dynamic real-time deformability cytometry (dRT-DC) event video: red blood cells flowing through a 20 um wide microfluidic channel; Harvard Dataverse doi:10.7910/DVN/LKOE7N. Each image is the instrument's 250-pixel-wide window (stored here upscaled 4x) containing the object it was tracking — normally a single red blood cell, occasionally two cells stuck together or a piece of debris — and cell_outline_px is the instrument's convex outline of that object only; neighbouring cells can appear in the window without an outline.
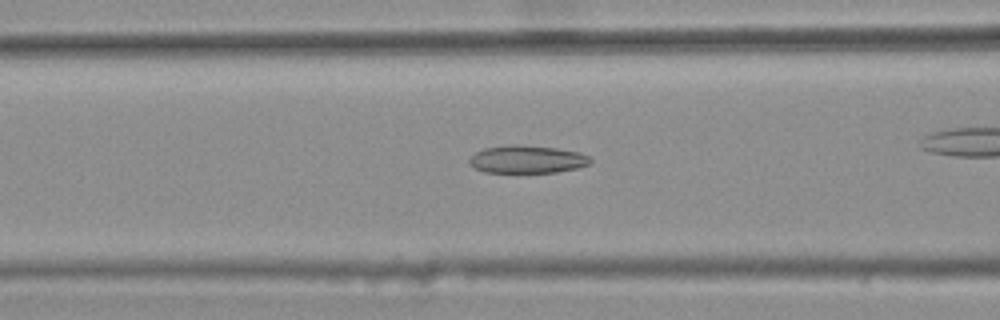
{"species": "common noctule bat (a hibernating species)", "species_latin": "Nyctalus noctula", "temperature_condition": "warm", "stored_images_in_passage": 34, "camera_frame_rate_fps": 3000, "um_per_image_px": 0.085, "animal": {"sex": "female", "body_mass_g": 25.1}, "frame": {"image": 1, "passage_image": 10, "time_ms": 3.0, "image_size_px": [1000, 320], "cell_outline_px": [[592, 160], [588, 164], [580, 168], [556, 172], [484, 172], [468, 164], [468, 160], [476, 152], [484, 148], [512, 144], [516, 144], [556, 148], [580, 152], [588, 156]], "centroid_in_image_um": [44.81, 13.54], "position_along_channel_um": 121.8, "area_um2": 19.59}}
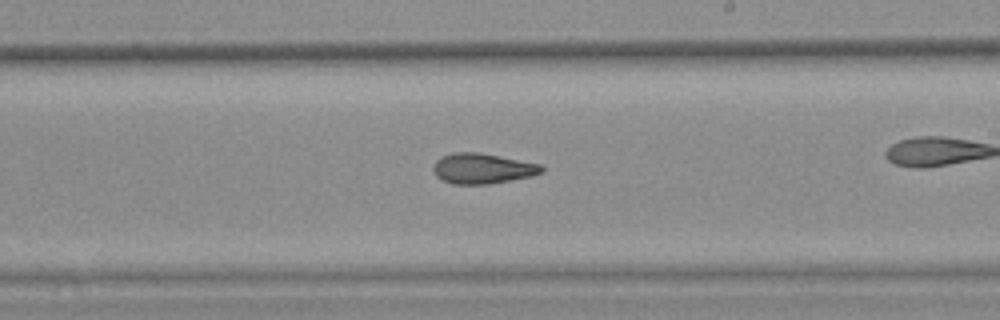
{"frame": {"image": 2, "passage_image": 20, "time_ms": 6.333, "image_size_px": [1000, 320], "cell_outline_px": [[544, 172], [532, 176], [488, 184], [452, 184], [440, 180], [436, 176], [432, 168], [436, 160], [440, 156], [452, 152], [480, 152], [540, 164], [544, 168]], "centroid_in_image_um": [40.97, 14.32], "position_along_channel_um": 248.0, "area_um2": 19.36}, "authors_computed_cell_mechanics": {"area_um2": 19.0162, "velocity_mm_per_s": 3.7944, "shape_relaxation_time_tau1_ms": null, "shape_relaxation_time_tau2_ms": 5.3671, "deformation_change_tau1": null, "deformation_change_tau2": 0.1553}}